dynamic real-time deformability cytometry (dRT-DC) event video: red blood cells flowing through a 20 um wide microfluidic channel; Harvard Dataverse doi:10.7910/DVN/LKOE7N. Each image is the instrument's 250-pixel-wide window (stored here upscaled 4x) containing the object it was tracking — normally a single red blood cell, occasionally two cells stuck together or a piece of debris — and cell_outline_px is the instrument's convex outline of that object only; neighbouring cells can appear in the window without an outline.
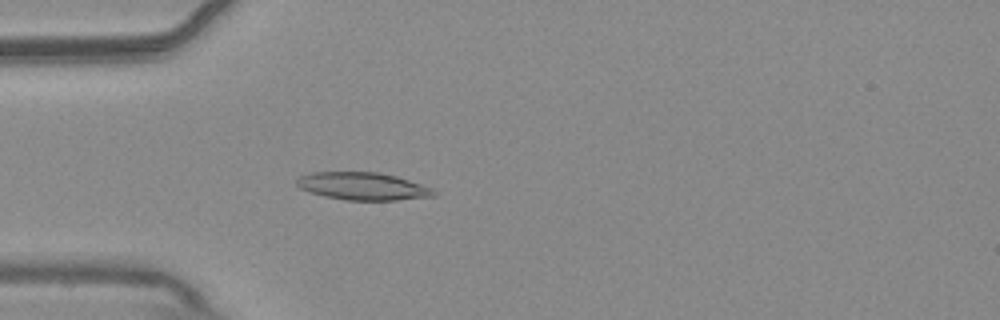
{"species": "common noctule bat (a hibernating species)", "species_latin": "Nyctalus noctula", "temperature_condition": "warm", "stored_images_in_passage": 30, "camera_frame_rate_fps": 3000, "um_per_image_px": 0.085, "animal": {"sex": "male", "body_mass_g": 20.4}, "frame": {"image": 1, "passage_image": 11, "time_ms": 3.333, "image_size_px": [1000, 320], "cell_outline_px": [[436, 196], [396, 200], [344, 200], [324, 196], [300, 188], [296, 184], [296, 180], [300, 176], [312, 172], [380, 172], [396, 176], [432, 188], [436, 192]], "centroid_in_image_um": [30.84, 15.83], "position_along_channel_um": 54.2, "area_um2": 21.96}}
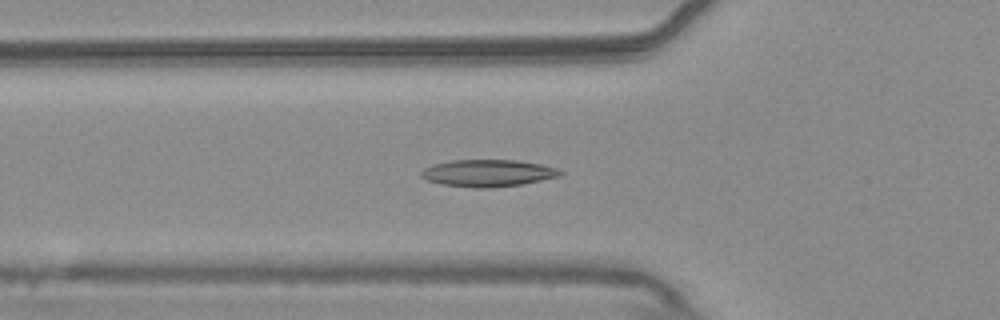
{"frame": {"image": 2, "passage_image": 14, "time_ms": 4.333, "image_size_px": [1000, 320], "cell_outline_px": [[564, 172], [560, 176], [520, 184], [492, 188], [472, 188], [440, 184], [428, 180], [420, 176], [420, 172], [424, 168], [436, 164], [452, 160], [516, 160], [540, 164], [556, 168]], "centroid_in_image_um": [41.45, 14.72], "position_along_channel_um": 84.3, "area_um2": 21.79}}
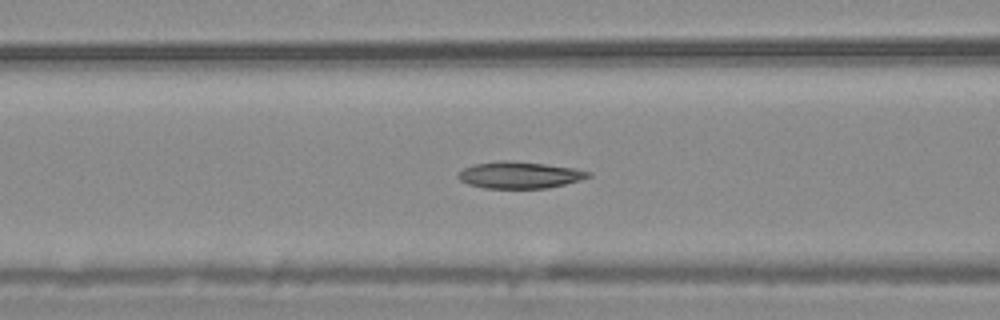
{"frame": {"image": 3, "passage_image": 17, "time_ms": 5.333, "image_size_px": [1000, 320], "cell_outline_px": [[592, 176], [580, 180], [548, 188], [484, 188], [468, 184], [460, 180], [456, 176], [464, 168], [476, 164], [500, 160], [508, 160], [544, 164], [572, 168], [592, 172]], "centroid_in_image_um": [44.16, 14.88], "position_along_channel_um": 122.4, "area_um2": 20.11}}